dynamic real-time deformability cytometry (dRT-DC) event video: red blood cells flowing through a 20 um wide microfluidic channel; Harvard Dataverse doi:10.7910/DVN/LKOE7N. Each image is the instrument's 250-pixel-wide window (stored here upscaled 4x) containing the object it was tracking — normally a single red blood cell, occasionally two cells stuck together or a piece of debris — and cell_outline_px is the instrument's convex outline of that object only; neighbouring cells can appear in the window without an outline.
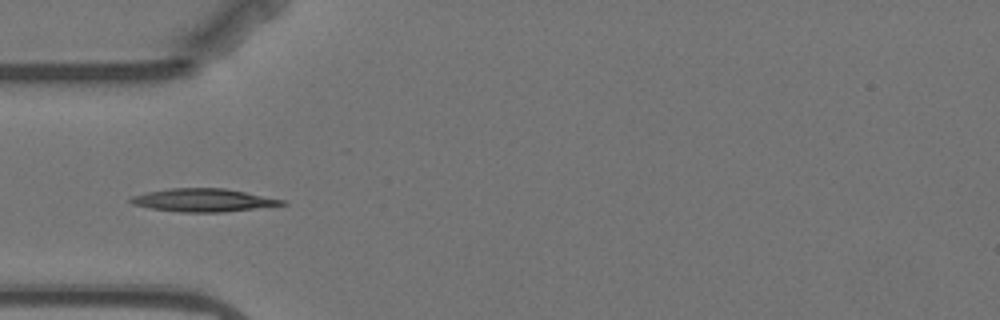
{"species": "Egyptian fruit bat (a non-hibernating species)", "species_latin": "Rousettus aegyptiacus", "temperature_condition": "warm", "stored_images_in_passage": 7, "camera_frame_rate_fps": 3000, "um_per_image_px": 0.085, "animal": {"sex": "female"}, "frame": {"image": 1, "passage_image": 3, "time_ms": 2.333, "image_size_px": [1000, 320], "cell_outline_px": [[288, 204], [224, 212], [180, 212], [152, 208], [132, 204], [128, 200], [132, 196], [148, 192], [168, 188], [224, 188], [284, 200]], "centroid_in_image_um": [17.25, 17.01], "position_along_channel_um": 67.7, "area_um2": 20.06}}
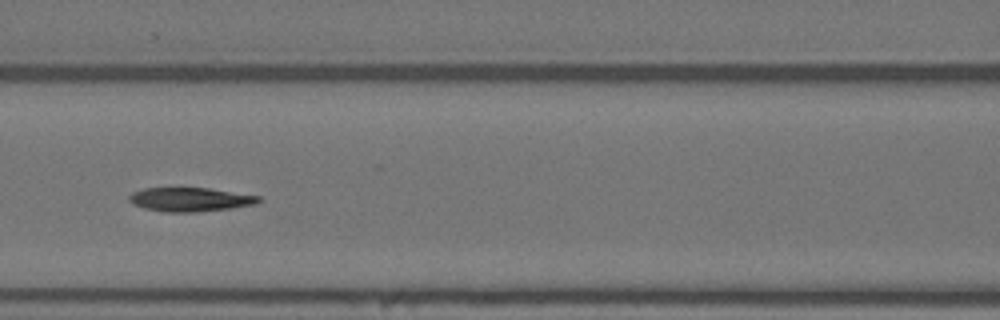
{"frame": {"image": 2, "passage_image": 5, "time_ms": 4.667, "image_size_px": [1000, 320], "cell_outline_px": [[260, 200], [256, 204], [228, 208], [196, 212], [164, 212], [144, 208], [132, 204], [128, 200], [128, 196], [132, 192], [144, 188], [208, 188], [260, 196]], "centroid_in_image_um": [16.11, 16.95], "position_along_channel_um": 150.5, "area_um2": 17.98}}
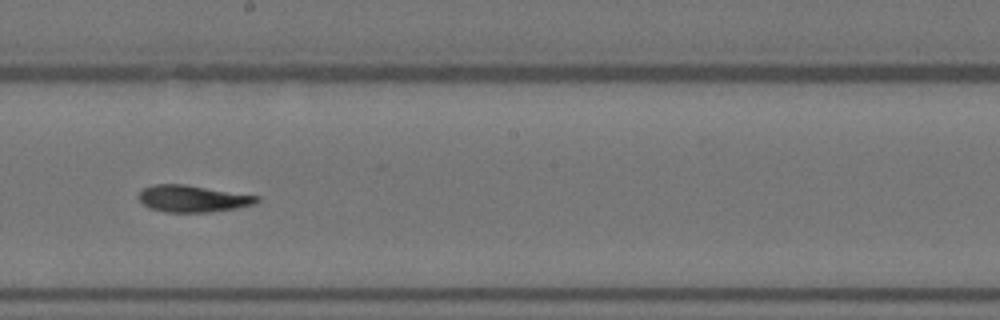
{"frame": {"image": 3, "passage_image": 7, "time_ms": 7.0, "image_size_px": [1000, 320], "cell_outline_px": [[260, 200], [256, 204], [236, 208], [208, 212], [164, 212], [148, 208], [136, 196], [144, 188], [156, 184], [184, 184], [260, 196]], "centroid_in_image_um": [16.39, 16.89], "position_along_channel_um": 231.8, "area_um2": 18.5}}